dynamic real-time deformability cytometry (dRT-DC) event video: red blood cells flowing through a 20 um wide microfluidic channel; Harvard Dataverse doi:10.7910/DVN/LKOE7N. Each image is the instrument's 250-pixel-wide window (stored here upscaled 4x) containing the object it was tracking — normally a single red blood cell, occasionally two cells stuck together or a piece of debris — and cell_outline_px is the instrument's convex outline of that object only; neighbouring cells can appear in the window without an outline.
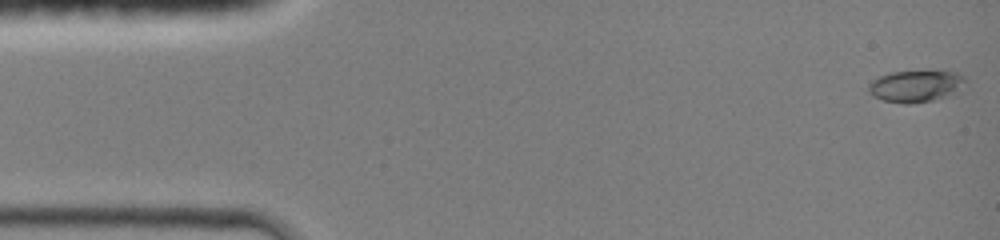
{"species": "common noctule bat (a hibernating species)", "species_latin": "Nyctalus noctula", "temperature_condition": "room temperature", "stored_images_in_passage": 44, "camera_frame_rate_fps": 3000, "um_per_image_px": 0.085, "animal": {"sex": "female", "body_mass_g": 19.0, "forearm_length_mm": 51.5}, "frame": {"image": 1, "passage_image": 1, "time_ms": 0.0, "image_size_px": [1000, 240], "cell_outline_px": [[968, 88], [948, 96], [932, 100], [912, 104], [904, 104], [884, 100], [872, 96], [868, 92], [868, 84], [872, 80], [880, 76], [892, 72], [956, 72], [964, 80]], "centroid_in_image_um": [77.85, 7.35], "position_along_channel_um": 7.2, "area_um2": 17.92}}
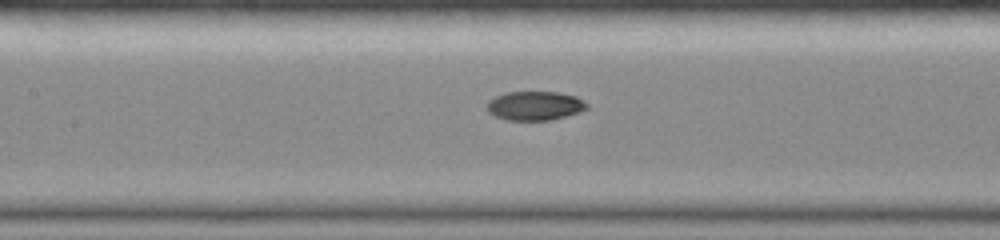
{"frame": {"image": 2, "passage_image": 20, "time_ms": 6.333, "image_size_px": [1000, 240], "cell_outline_px": [[588, 108], [580, 112], [552, 120], [508, 120], [496, 116], [488, 112], [488, 100], [496, 96], [508, 92], [560, 92], [576, 96], [588, 104]], "centroid_in_image_um": [45.5, 8.99], "position_along_channel_um": 161.9, "area_um2": 16.88}}
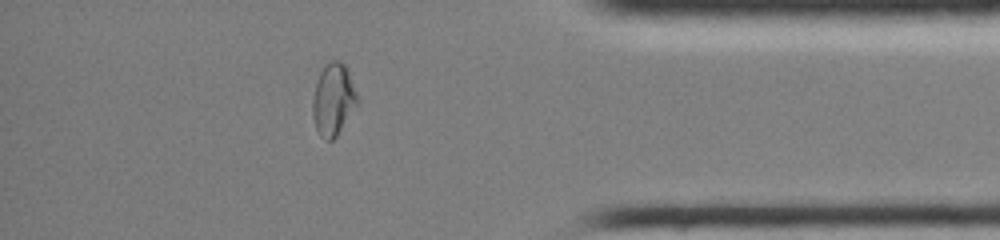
{"frame": {"image": 3, "passage_image": 38, "time_ms": 12.333, "image_size_px": [1000, 240], "cell_outline_px": [[360, 104], [336, 136], [332, 140], [328, 140], [320, 136], [316, 128], [312, 116], [312, 100], [316, 84], [320, 72], [324, 64], [332, 60], [340, 60], [348, 68], [360, 100]], "centroid_in_image_um": [28.37, 8.44], "position_along_channel_um": 406.8, "area_um2": 19.25}, "authors_computed_cell_mechanics": {"area_um2": 17.3111, "velocity_mm_per_s": 4.3463, "shape_relaxation_time_tau1_ms": null, "shape_relaxation_time_tau2_ms": 1.2857, "deformation_change_tau1": null, "deformation_change_tau2": 0.0354}}